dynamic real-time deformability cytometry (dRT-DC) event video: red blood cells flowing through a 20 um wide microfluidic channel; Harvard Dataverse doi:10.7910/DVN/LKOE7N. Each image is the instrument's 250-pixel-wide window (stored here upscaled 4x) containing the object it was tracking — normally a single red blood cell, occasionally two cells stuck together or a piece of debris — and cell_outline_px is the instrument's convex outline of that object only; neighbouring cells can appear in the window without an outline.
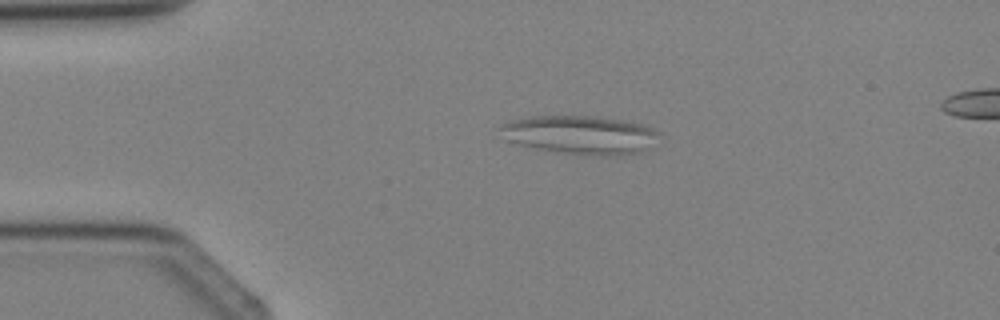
{"species": "Egyptian fruit bat (a non-hibernating species)", "species_latin": "Rousettus aegyptiacus", "temperature_condition": "cold", "stored_images_in_passage": 4, "camera_frame_rate_fps": 3000, "um_per_image_px": 0.085, "animal": {"sex": "female"}, "frame": {"image": 1, "passage_image": 2, "time_ms": 1.333, "image_size_px": [1000, 320], "cell_outline_px": [[656, 132], [648, 148], [644, 152], [620, 156], [600, 156], [564, 152], [536, 148], [504, 140], [496, 128], [500, 124], [508, 120], [528, 116], [596, 116], [624, 120], [644, 124], [652, 128]], "centroid_in_image_um": [49.23, 11.45], "position_along_channel_um": 35.8, "area_um2": 35.84}}